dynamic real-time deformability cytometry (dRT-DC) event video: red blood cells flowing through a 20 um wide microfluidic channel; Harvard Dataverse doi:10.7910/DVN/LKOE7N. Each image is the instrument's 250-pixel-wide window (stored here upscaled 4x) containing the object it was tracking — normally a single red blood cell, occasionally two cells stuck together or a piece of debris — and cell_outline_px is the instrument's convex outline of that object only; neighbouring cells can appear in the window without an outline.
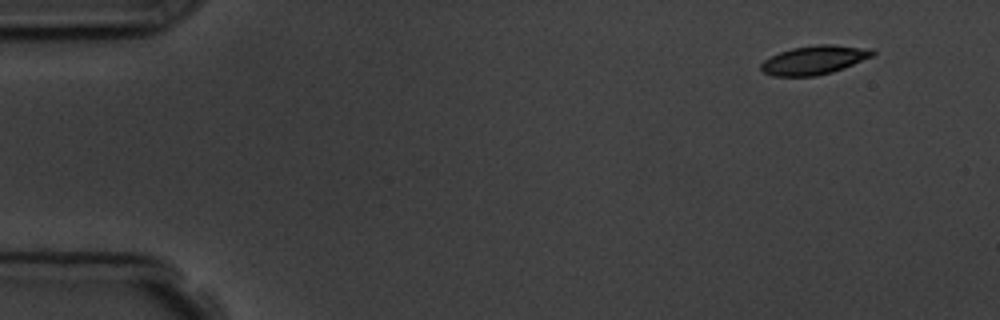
{"species": "common noctule bat (a hibernating species)", "species_latin": "Nyctalus noctula", "temperature_condition": "room temperature", "stored_images_in_passage": 7, "camera_frame_rate_fps": 3000, "um_per_image_px": 0.085, "animal": {"sex": "male", "body_mass_g": 19.5, "forearm_length_mm": 54.6}, "frame": {"image": 1, "passage_image": 1, "time_ms": 0.0, "image_size_px": [1000, 320], "cell_outline_px": [[876, 52], [872, 56], [844, 68], [832, 72], [816, 76], [772, 76], [764, 72], [760, 68], [760, 64], [764, 60], [780, 52], [792, 48], [816, 44], [832, 44], [872, 48]], "centroid_in_image_um": [69.22, 5.09], "position_along_channel_um": 15.8, "area_um2": 18.79}}
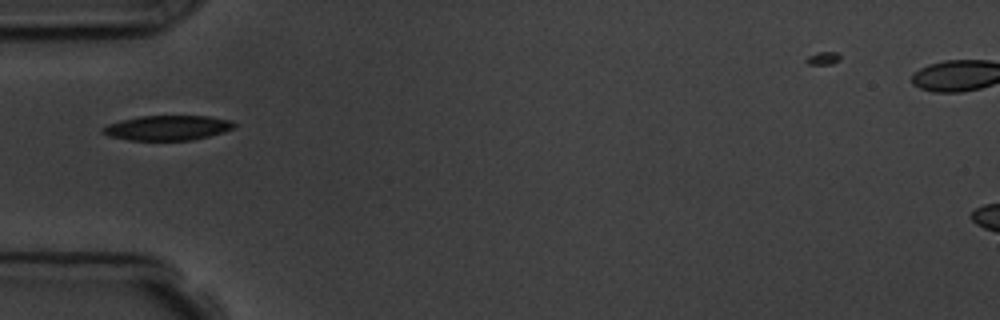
{"frame": {"image": 2, "passage_image": 4, "time_ms": 4.333, "image_size_px": [1000, 320], "cell_outline_px": [[236, 128], [224, 132], [192, 140], [128, 140], [108, 136], [100, 132], [100, 128], [108, 124], [120, 120], [140, 116], [212, 116], [232, 120], [236, 124]], "centroid_in_image_um": [14.24, 10.86], "position_along_channel_um": 70.8, "area_um2": 19.31}}